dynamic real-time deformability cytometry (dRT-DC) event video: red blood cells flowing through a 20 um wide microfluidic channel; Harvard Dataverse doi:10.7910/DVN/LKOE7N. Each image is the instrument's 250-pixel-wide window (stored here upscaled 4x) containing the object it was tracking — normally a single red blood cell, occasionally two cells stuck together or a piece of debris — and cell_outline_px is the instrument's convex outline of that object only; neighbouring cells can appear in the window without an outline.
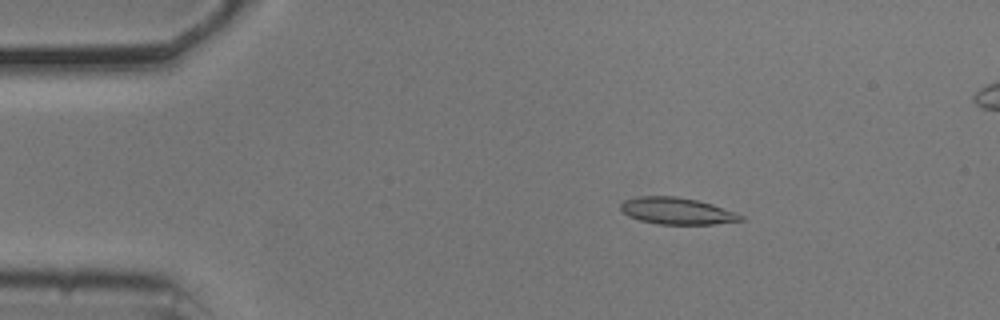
{"species": "common noctule bat (a hibernating species)", "species_latin": "Nyctalus noctula", "temperature_condition": "cold", "stored_images_in_passage": 54, "camera_frame_rate_fps": 3000, "um_per_image_px": 0.085, "animal": {"sex": "male", "body_mass_g": 20.5, "forearm_length_mm": 52.5}, "frame": {"image": 1, "passage_image": 9, "time_ms": 2.667, "image_size_px": [1000, 320], "cell_outline_px": [[744, 220], [712, 224], [660, 224], [640, 220], [628, 216], [620, 208], [620, 204], [624, 200], [640, 196], [676, 196], [696, 200], [712, 204], [736, 212], [744, 216]], "centroid_in_image_um": [57.54, 17.93], "position_along_channel_um": 27.5, "area_um2": 18.61}}
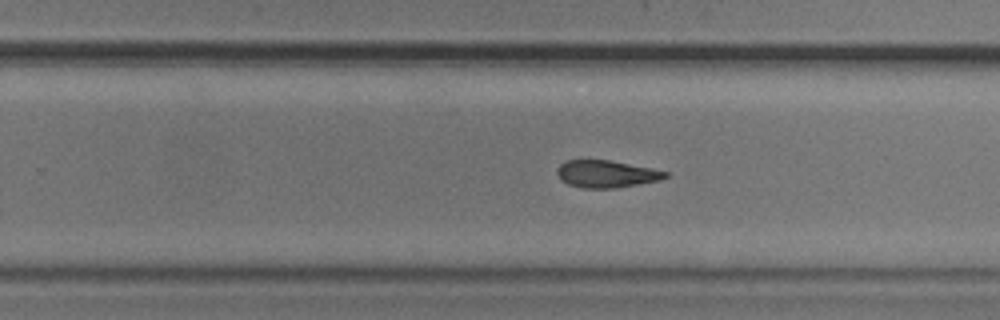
{"frame": {"image": 2, "passage_image": 34, "time_ms": 11.0, "image_size_px": [1000, 320], "cell_outline_px": [[668, 176], [660, 180], [616, 188], [584, 188], [568, 184], [560, 180], [556, 172], [556, 168], [564, 160], [608, 160], [652, 168], [668, 172]], "centroid_in_image_um": [51.51, 14.78], "position_along_channel_um": 278.3, "area_um2": 17.22}}
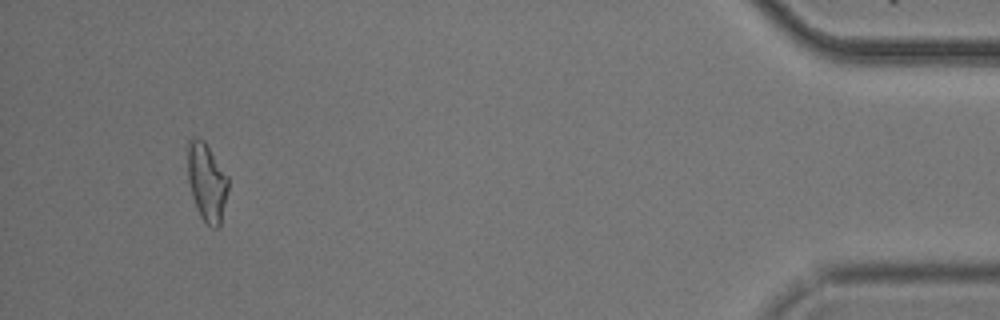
{"frame": {"image": 3, "passage_image": 51, "time_ms": 16.667, "image_size_px": [1000, 320], "cell_outline_px": [[228, 188], [220, 224], [216, 228], [212, 228], [200, 216], [196, 208], [192, 196], [188, 180], [188, 140], [196, 136], [204, 140], [228, 176]], "centroid_in_image_um": [17.57, 15.46], "position_along_channel_um": 417.6, "area_um2": 18.32}}